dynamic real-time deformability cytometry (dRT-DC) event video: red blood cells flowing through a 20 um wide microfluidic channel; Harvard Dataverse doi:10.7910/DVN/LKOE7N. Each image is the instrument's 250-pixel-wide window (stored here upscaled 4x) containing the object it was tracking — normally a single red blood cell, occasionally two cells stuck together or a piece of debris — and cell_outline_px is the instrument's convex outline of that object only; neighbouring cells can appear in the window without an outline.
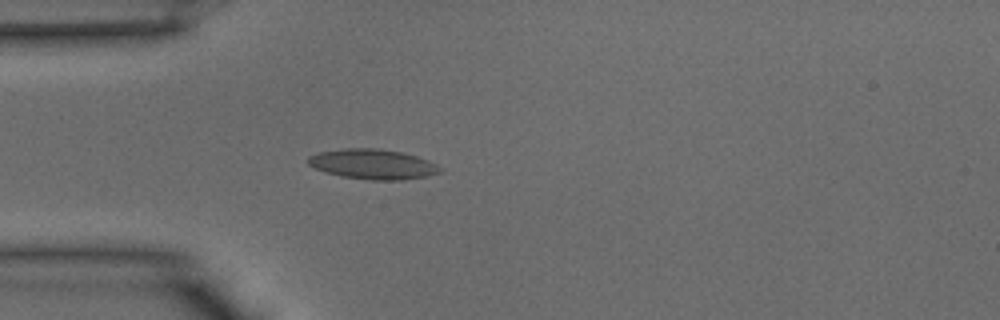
{"species": "common noctule bat (a hibernating species)", "species_latin": "Nyctalus noctula", "temperature_condition": "warm", "stored_images_in_passage": 30, "camera_frame_rate_fps": 3000, "um_per_image_px": 0.085, "animal": {"sex": "male", "body_mass_g": 15.6}, "frame": {"image": 1, "passage_image": 1, "time_ms": 0.0, "image_size_px": [1000, 320], "cell_outline_px": [[444, 168], [440, 172], [428, 176], [404, 180], [372, 180], [344, 176], [324, 172], [308, 164], [308, 156], [320, 152], [344, 148], [376, 148], [400, 152], [416, 156], [428, 160]], "centroid_in_image_um": [31.72, 13.96], "position_along_channel_um": 53.3, "area_um2": 23.0}}
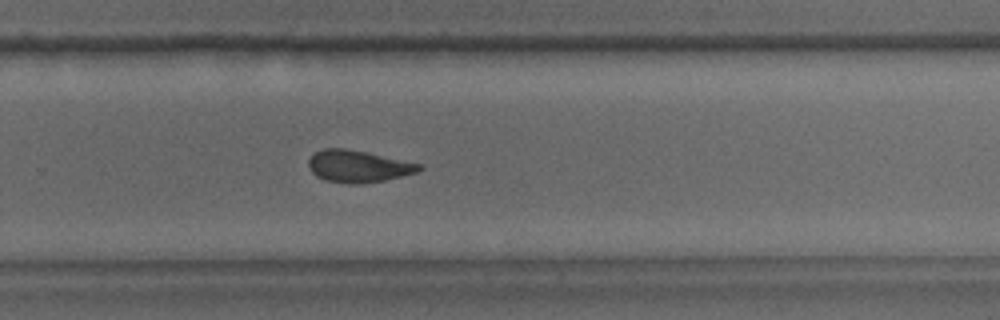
{"frame": {"image": 2, "passage_image": 16, "time_ms": 5.0, "image_size_px": [1000, 320], "cell_outline_px": [[424, 168], [416, 172], [384, 180], [364, 184], [348, 184], [324, 180], [316, 176], [312, 172], [308, 164], [308, 160], [316, 152], [324, 148], [344, 148], [424, 164]], "centroid_in_image_um": [30.45, 14.15], "position_along_channel_um": 299.4, "area_um2": 20.58}}
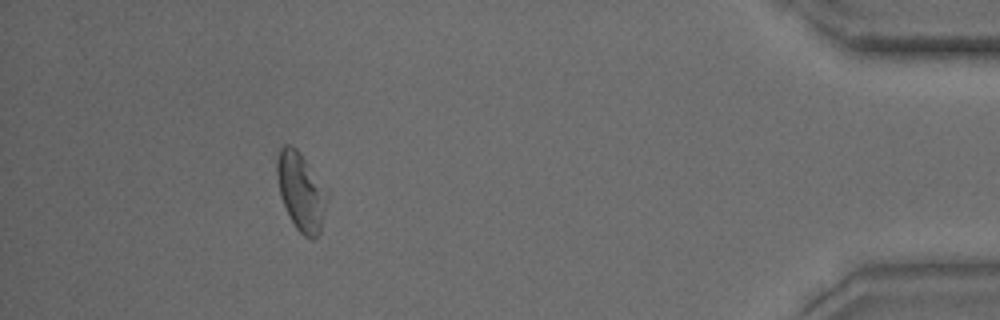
{"frame": {"image": 3, "passage_image": 26, "time_ms": 8.333, "image_size_px": [1000, 320], "cell_outline_px": [[328, 196], [320, 232], [312, 240], [304, 236], [296, 228], [280, 196], [276, 176], [276, 160], [280, 148], [284, 144], [288, 144], [296, 148], [300, 152], [328, 192]], "centroid_in_image_um": [25.57, 16.26], "position_along_channel_um": 409.6, "area_um2": 22.66}}